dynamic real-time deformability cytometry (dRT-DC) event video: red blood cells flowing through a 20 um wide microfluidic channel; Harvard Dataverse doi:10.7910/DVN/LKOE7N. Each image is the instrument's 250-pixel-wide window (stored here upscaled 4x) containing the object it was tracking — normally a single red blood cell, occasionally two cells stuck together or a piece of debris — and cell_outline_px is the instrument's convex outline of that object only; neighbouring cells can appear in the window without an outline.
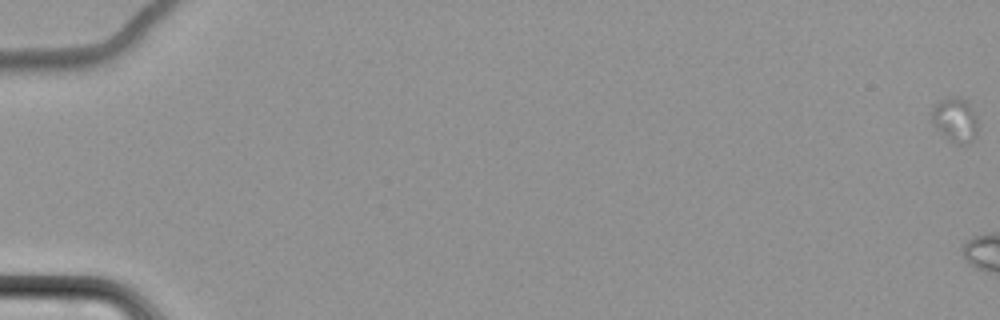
{"species": "common noctule bat (a hibernating species)", "species_latin": "Nyctalus noctula", "temperature_condition": "cold", "stored_images_in_passage": 3, "camera_frame_rate_fps": 3000, "um_per_image_px": 0.085, "animal": {"sex": "female", "body_mass_g": 22.7, "forearm_length_mm": 54.2}, "frame": {"image": 1, "passage_image": 1, "time_ms": 0.0, "image_size_px": [1000, 320], "cell_outline_px": [[976, 136], [972, 140], [964, 144], [960, 144], [952, 140], [940, 132], [932, 120], [932, 108], [940, 100], [948, 96], [960, 96], [968, 100], [976, 116]], "centroid_in_image_um": [81.2, 10.12], "position_along_channel_um": 3.8, "area_um2": 11.73}}